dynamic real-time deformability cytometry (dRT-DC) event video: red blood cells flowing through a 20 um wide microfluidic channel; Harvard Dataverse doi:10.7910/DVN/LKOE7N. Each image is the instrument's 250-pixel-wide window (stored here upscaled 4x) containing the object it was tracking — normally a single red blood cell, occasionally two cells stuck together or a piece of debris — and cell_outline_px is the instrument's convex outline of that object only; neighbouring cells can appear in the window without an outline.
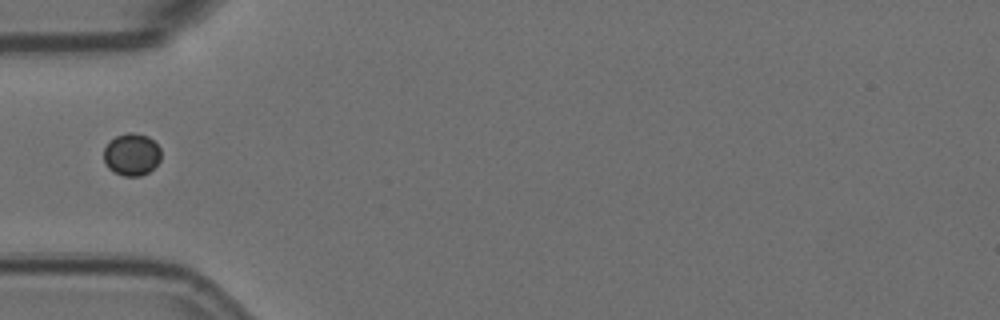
{"species": "Egyptian fruit bat (a non-hibernating species)", "species_latin": "Rousettus aegyptiacus", "temperature_condition": "room temperature", "stored_images_in_passage": 1, "camera_frame_rate_fps": 3000, "um_per_image_px": 0.085, "animal": {"sex": "female"}, "frame": {"image": 1, "passage_image": 1, "time_ms": 0.0, "image_size_px": [1000, 320], "cell_outline_px": [[160, 160], [148, 172], [140, 176], [124, 176], [108, 168], [104, 160], [104, 148], [116, 136], [128, 132], [132, 132], [148, 136], [160, 148]], "centroid_in_image_um": [11.19, 13.13], "position_along_channel_um": 73.8, "area_um2": 13.87}}